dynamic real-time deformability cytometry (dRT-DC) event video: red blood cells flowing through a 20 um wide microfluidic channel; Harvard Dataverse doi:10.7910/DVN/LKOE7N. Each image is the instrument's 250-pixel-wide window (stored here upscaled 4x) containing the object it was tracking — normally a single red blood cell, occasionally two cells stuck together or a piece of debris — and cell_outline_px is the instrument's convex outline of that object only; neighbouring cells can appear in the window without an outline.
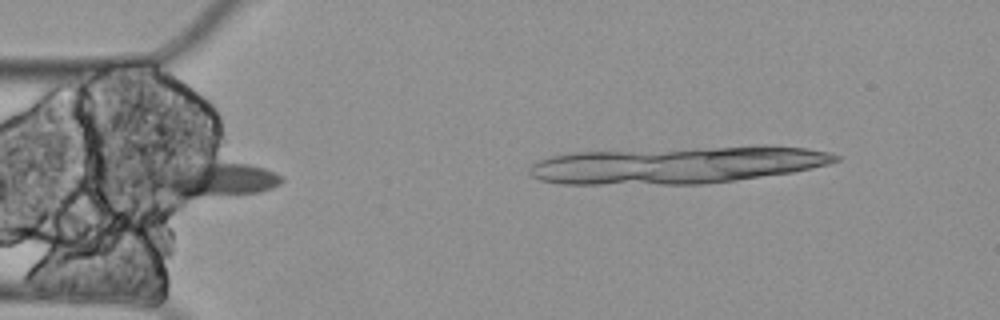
{"species": "Egyptian fruit bat (a non-hibernating species)", "species_latin": "Rousettus aegyptiacus", "temperature_condition": "cold", "stored_images_in_passage": 3, "camera_frame_rate_fps": 3000, "um_per_image_px": 0.085, "animal": {"sex": "female"}, "frame": {"image": 1, "passage_image": 2, "time_ms": 0.333, "image_size_px": [1000, 320], "cell_outline_px": [[284, 180], [280, 184], [272, 188], [260, 192], [196, 196], [180, 196], [148, 184], [144, 180], [140, 172], [144, 168], [200, 164], [248, 164], [264, 168], [280, 176]], "centroid_in_image_um": [17.95, 15.23], "position_along_channel_um": 67.0, "area_um2": 25.95}}